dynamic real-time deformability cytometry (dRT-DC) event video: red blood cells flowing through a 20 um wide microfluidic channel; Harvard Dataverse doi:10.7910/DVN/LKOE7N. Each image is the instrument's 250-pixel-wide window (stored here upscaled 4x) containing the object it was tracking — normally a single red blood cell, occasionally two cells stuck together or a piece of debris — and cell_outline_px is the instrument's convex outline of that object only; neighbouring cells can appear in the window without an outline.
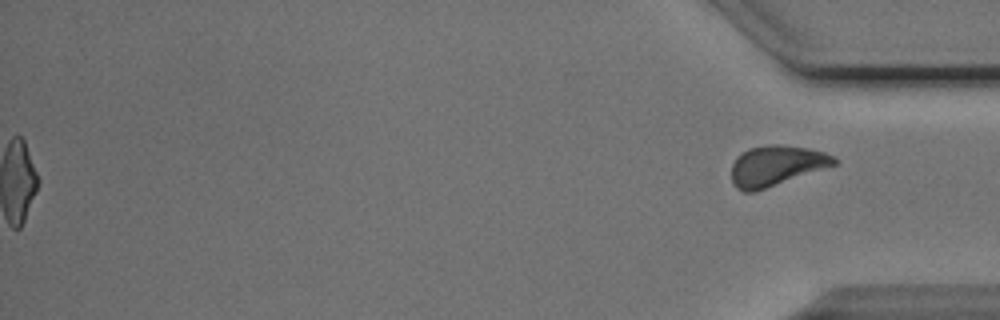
{"species": "Egyptian fruit bat (a non-hibernating species)", "species_latin": "Rousettus aegyptiacus", "temperature_condition": "cold", "stored_images_in_passage": 49, "segment_of_instrument_passage": [2, 2], "camera_frame_rate_fps": 3000, "um_per_image_px": 0.085, "animal": {"sex": "male"}, "frame": {"image": 1, "passage_image": 49, "time_ms": 16.0, "image_size_px": [1000, 320], "cell_outline_px": [[840, 160], [836, 164], [752, 192], [744, 192], [736, 188], [732, 184], [732, 164], [736, 156], [748, 148], [768, 144], [780, 144], [808, 148], [824, 152], [836, 156]], "centroid_in_image_um": [65.96, 14.05], "position_along_channel_um": 369.2, "area_um2": 23.99}}